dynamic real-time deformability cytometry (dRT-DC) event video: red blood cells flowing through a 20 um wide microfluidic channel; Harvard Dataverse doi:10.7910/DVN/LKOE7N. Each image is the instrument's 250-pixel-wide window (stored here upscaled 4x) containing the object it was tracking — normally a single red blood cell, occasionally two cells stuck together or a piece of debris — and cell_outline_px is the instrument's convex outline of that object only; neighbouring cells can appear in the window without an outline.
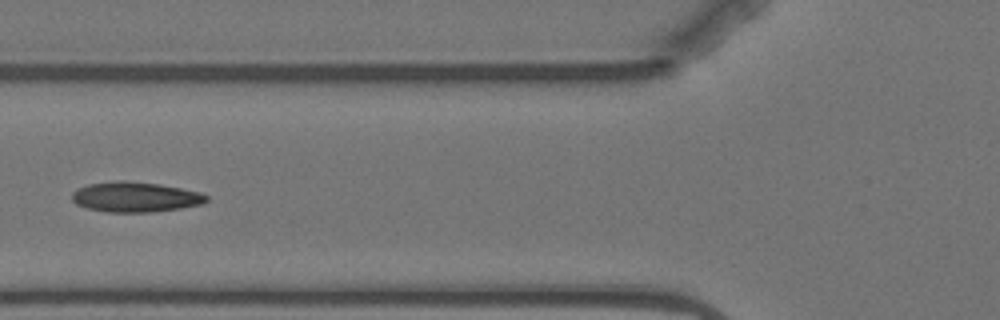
{"species": "Egyptian fruit bat (a non-hibernating species)", "species_latin": "Rousettus aegyptiacus", "temperature_condition": "warm", "stored_images_in_passage": 5, "camera_frame_rate_fps": 3000, "um_per_image_px": 0.085, "animal": {"sex": "female"}, "frame": {"image": 1, "passage_image": 5, "time_ms": 4.667, "image_size_px": [1000, 320], "cell_outline_px": [[208, 200], [204, 204], [180, 208], [148, 212], [108, 212], [88, 208], [76, 204], [72, 200], [72, 192], [76, 188], [88, 184], [116, 180], [124, 180], [160, 184], [200, 192], [208, 196]], "centroid_in_image_um": [11.49, 16.73], "position_along_channel_um": 114.3, "area_um2": 23.7}}